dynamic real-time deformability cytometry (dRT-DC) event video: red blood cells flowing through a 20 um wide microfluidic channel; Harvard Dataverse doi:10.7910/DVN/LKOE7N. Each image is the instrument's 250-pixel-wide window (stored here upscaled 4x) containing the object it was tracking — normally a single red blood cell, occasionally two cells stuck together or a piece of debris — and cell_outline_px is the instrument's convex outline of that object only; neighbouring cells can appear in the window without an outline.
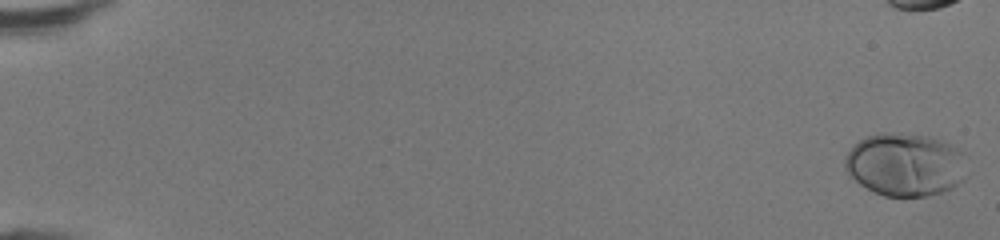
{"species": "human", "species_latin": "Homo sapiens", "temperature_condition": "room temperature", "stored_images_in_passage": 46, "camera_frame_rate_fps": 3000, "um_per_image_px": 0.085, "donor": {"sex": "female"}, "frame": {"image": 1, "passage_image": 1, "time_ms": 0.0, "image_size_px": [1000, 240], "cell_outline_px": [[968, 176], [964, 180], [952, 188], [944, 192], [928, 196], [884, 196], [860, 184], [844, 168], [844, 156], [860, 140], [868, 136], [884, 132], [928, 136], [940, 140], [964, 152]], "centroid_in_image_um": [76.99, 14.0], "position_along_channel_um": 8.0, "area_um2": 44.91}}
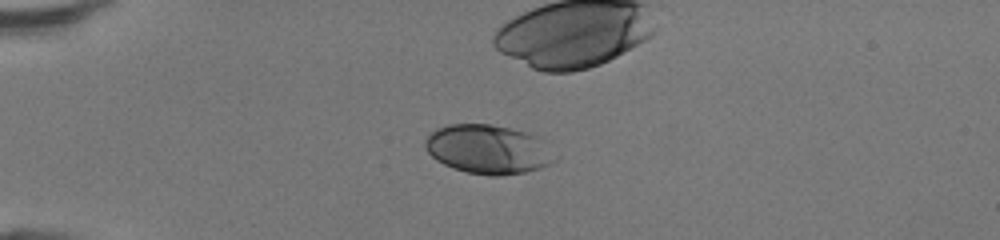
{"frame": {"image": 2, "passage_image": 14, "time_ms": 4.333, "image_size_px": [1000, 240], "cell_outline_px": [[560, 156], [556, 160], [540, 168], [524, 172], [500, 176], [488, 176], [468, 172], [452, 168], [436, 160], [428, 152], [424, 144], [424, 140], [436, 128], [448, 124], [492, 124], [524, 132], [536, 136]], "centroid_in_image_um": [41.5, 12.7], "position_along_channel_um": 43.5, "area_um2": 37.17}}
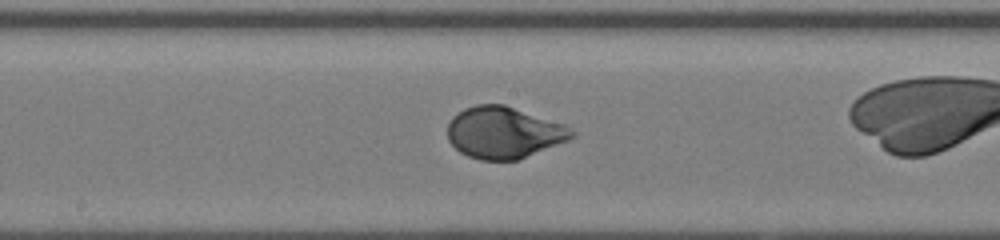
{"frame": {"image": 3, "passage_image": 28, "time_ms": 9.0, "image_size_px": [1000, 240], "cell_outline_px": [[576, 136], [568, 140], [516, 160], [480, 160], [468, 156], [460, 152], [448, 140], [448, 124], [452, 116], [464, 108], [476, 104], [504, 104], [564, 124], [572, 128], [576, 132]], "centroid_in_image_um": [42.82, 11.26], "position_along_channel_um": 205.4, "area_um2": 37.34}}